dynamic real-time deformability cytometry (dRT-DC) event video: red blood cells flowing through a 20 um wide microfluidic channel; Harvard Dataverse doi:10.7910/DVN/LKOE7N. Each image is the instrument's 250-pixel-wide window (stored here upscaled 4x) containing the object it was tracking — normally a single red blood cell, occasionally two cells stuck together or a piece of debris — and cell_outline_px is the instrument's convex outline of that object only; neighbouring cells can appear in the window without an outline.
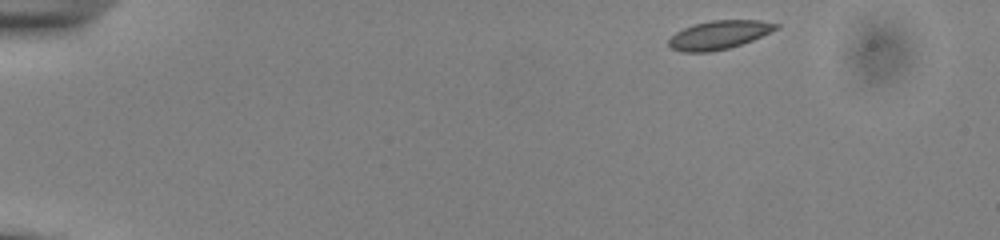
{"species": "common noctule bat (a hibernating species)", "species_latin": "Nyctalus noctula", "temperature_condition": "cold", "stored_images_in_passage": 47, "camera_frame_rate_fps": 3000, "um_per_image_px": 0.085, "animal": {"sex": "male", "body_mass_g": 13.0, "forearm_length_mm": 53.1}, "frame": {"image": 1, "passage_image": 1, "time_ms": 0.0, "image_size_px": [1000, 240], "cell_outline_px": [[780, 28], [752, 40], [728, 48], [708, 52], [680, 52], [672, 48], [668, 44], [668, 40], [676, 32], [684, 28], [696, 24], [712, 20], [760, 20], [780, 24]], "centroid_in_image_um": [61.13, 2.96], "position_along_channel_um": 23.9, "area_um2": 17.74}}
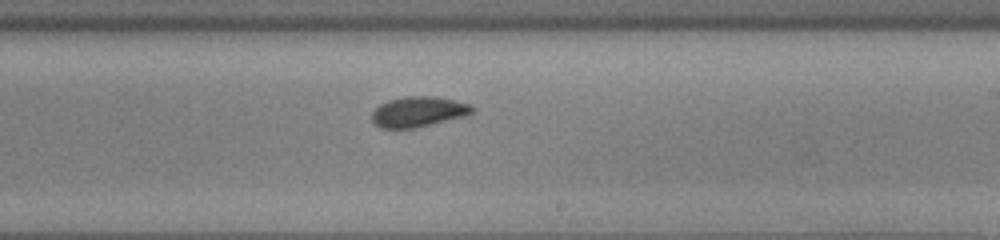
{"frame": {"image": 2, "passage_image": 27, "time_ms": 8.667, "image_size_px": [1000, 240], "cell_outline_px": [[476, 108], [472, 112], [464, 116], [416, 128], [380, 128], [372, 120], [372, 112], [380, 104], [388, 100], [408, 96], [436, 96], [472, 104]], "centroid_in_image_um": [35.58, 9.49], "position_along_channel_um": 253.4, "area_um2": 17.74}}
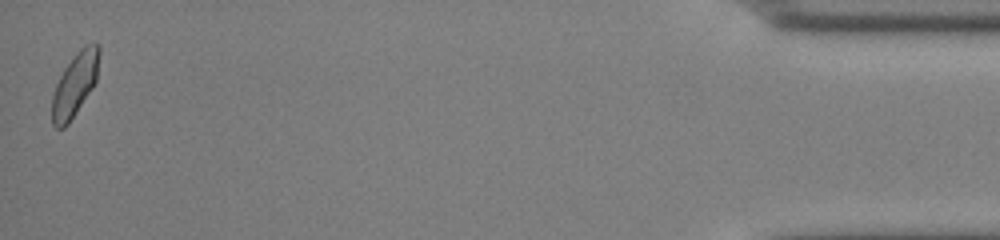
{"frame": {"image": 3, "passage_image": 47, "time_ms": 15.333, "image_size_px": [1000, 240], "cell_outline_px": [[100, 52], [96, 80], [92, 88], [68, 124], [64, 128], [56, 128], [52, 124], [52, 96], [56, 84], [64, 68], [76, 52], [84, 44], [100, 44]], "centroid_in_image_um": [6.36, 7.16], "position_along_channel_um": 428.8, "area_um2": 17.34}, "authors_computed_cell_mechanics": {"area_um2": 17.5712, "velocity_mm_per_s": 3.8602, "shape_relaxation_time_tau1_ms": 1.8517, "shape_relaxation_time_tau2_ms": 2.2372, "deformation_change_tau1": 0.0896, "deformation_change_tau2": 0.0513}}